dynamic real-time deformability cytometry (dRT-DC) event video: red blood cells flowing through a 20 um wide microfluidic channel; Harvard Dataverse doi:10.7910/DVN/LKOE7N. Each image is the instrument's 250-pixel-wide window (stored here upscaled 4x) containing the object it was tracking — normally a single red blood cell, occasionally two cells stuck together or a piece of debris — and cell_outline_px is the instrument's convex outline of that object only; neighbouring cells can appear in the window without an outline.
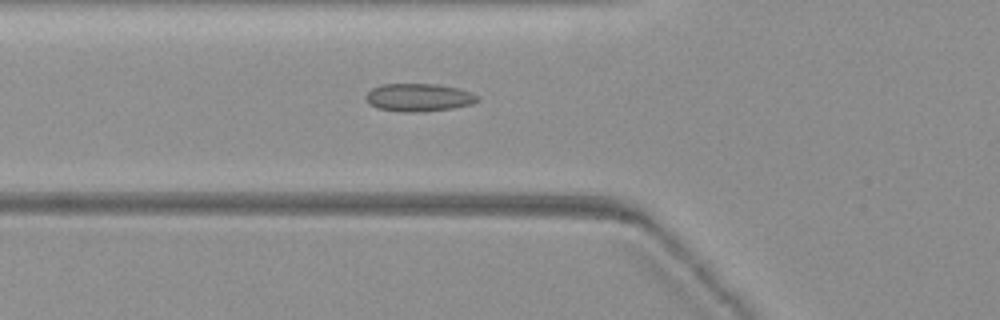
{"species": "common noctule bat (a hibernating species)", "species_latin": "Nyctalus noctula", "temperature_condition": "warm", "stored_images_in_passage": 33, "camera_frame_rate_fps": 3000, "um_per_image_px": 0.085, "animal": {"sex": "female", "body_mass_g": 19.3, "forearm_length_mm": 54.1}, "frame": {"image": 1, "passage_image": 11, "time_ms": 3.333, "image_size_px": [1000, 320], "cell_outline_px": [[480, 100], [472, 104], [452, 108], [416, 112], [400, 112], [376, 108], [368, 104], [364, 96], [372, 88], [380, 84], [436, 84], [456, 88], [472, 92], [480, 96]], "centroid_in_image_um": [35.57, 8.28], "position_along_channel_um": 90.2, "area_um2": 18.32}}
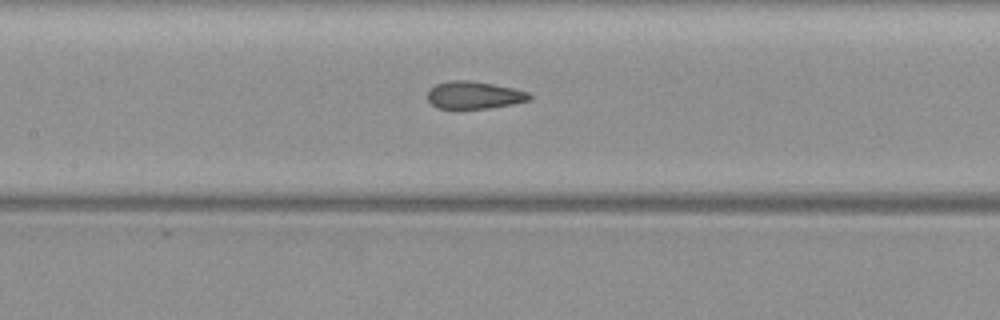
{"frame": {"image": 2, "passage_image": 19, "time_ms": 6.0, "image_size_px": [1000, 320], "cell_outline_px": [[532, 100], [492, 108], [436, 108], [428, 100], [428, 88], [436, 84], [448, 80], [468, 80], [492, 84], [512, 88], [528, 92], [532, 96]], "centroid_in_image_um": [40.29, 8.08], "position_along_channel_um": 167.1, "area_um2": 16.36}}
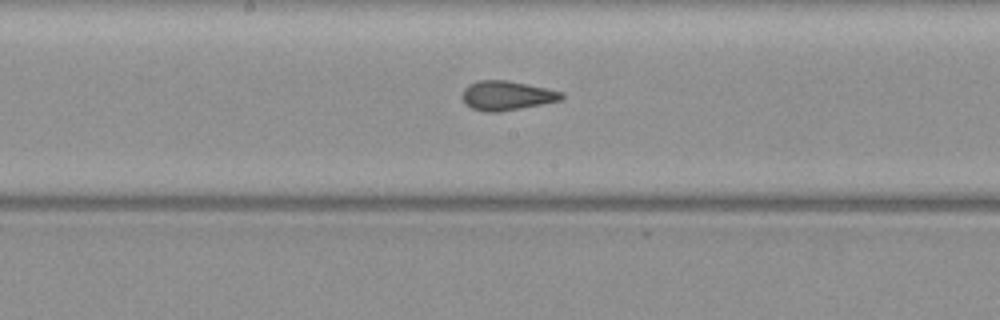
{"frame": {"image": 3, "passage_image": 23, "time_ms": 7.333, "image_size_px": [1000, 320], "cell_outline_px": [[564, 96], [560, 100], [500, 112], [484, 112], [472, 108], [464, 104], [460, 96], [464, 88], [468, 84], [480, 80], [508, 80], [564, 92]], "centroid_in_image_um": [43.01, 8.12], "position_along_channel_um": 205.2, "area_um2": 17.05}}